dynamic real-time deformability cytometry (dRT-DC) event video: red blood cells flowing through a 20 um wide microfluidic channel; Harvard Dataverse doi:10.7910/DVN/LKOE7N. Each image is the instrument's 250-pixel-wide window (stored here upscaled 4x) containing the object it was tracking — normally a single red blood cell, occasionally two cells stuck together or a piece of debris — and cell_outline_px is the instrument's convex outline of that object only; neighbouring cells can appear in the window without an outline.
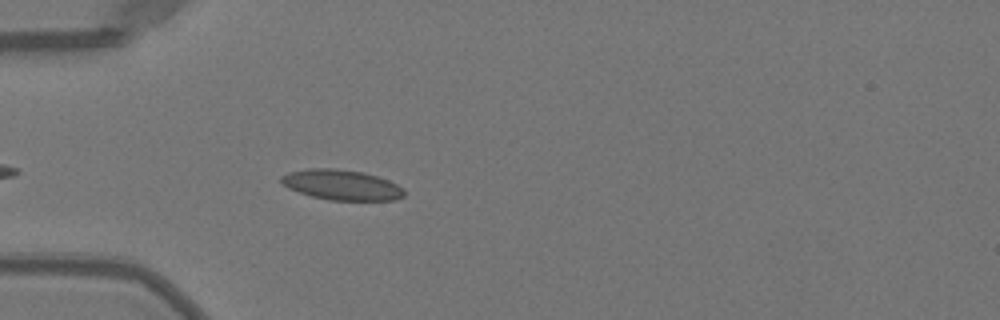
{"species": "Egyptian fruit bat (a non-hibernating species)", "species_latin": "Rousettus aegyptiacus", "temperature_condition": "warm", "stored_images_in_passage": 18, "camera_frame_rate_fps": 3000, "um_per_image_px": 0.085, "animal": {"sex": "female"}, "frame": {"image": 1, "passage_image": 5, "time_ms": 1.333, "image_size_px": [1000, 320], "cell_outline_px": [[404, 196], [396, 200], [328, 200], [312, 196], [288, 188], [280, 180], [280, 176], [288, 172], [308, 168], [332, 168], [360, 172], [376, 176], [388, 180], [404, 188]], "centroid_in_image_um": [29.03, 15.72], "position_along_channel_um": 56.0, "area_um2": 21.56}}
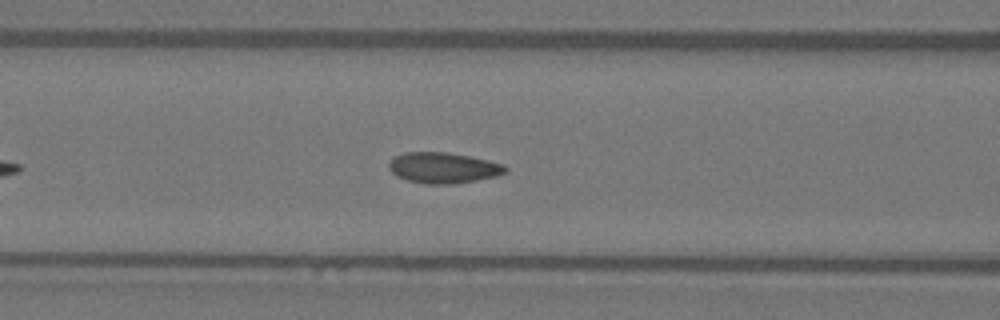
{"frame": {"image": 2, "passage_image": 11, "time_ms": 3.333, "image_size_px": [1000, 320], "cell_outline_px": [[508, 168], [504, 172], [496, 176], [476, 180], [452, 184], [424, 184], [408, 180], [396, 176], [388, 168], [388, 164], [396, 156], [404, 152], [448, 152], [472, 156], [504, 164]], "centroid_in_image_um": [37.68, 14.26], "position_along_channel_um": 128.9, "area_um2": 20.92}}
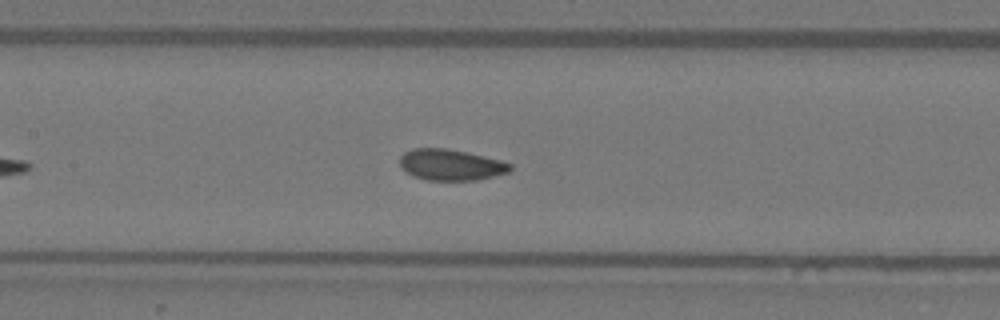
{"frame": {"image": 3, "passage_image": 14, "time_ms": 4.333, "image_size_px": [1000, 320], "cell_outline_px": [[512, 168], [508, 172], [480, 180], [428, 180], [416, 176], [400, 168], [400, 156], [404, 152], [412, 148], [448, 148], [500, 160], [512, 164]], "centroid_in_image_um": [38.32, 14.0], "position_along_channel_um": 169.1, "area_um2": 19.94}}